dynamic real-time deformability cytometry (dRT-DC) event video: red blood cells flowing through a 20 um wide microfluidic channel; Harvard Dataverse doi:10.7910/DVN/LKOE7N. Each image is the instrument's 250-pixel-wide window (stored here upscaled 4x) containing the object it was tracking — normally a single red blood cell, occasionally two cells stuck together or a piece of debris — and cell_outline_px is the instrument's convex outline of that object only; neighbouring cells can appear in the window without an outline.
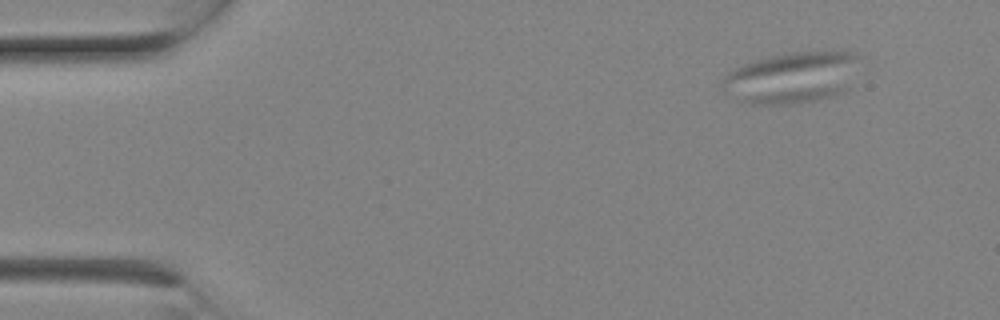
{"species": "Egyptian fruit bat (a non-hibernating species)", "species_latin": "Rousettus aegyptiacus", "temperature_condition": "room temperature", "stored_images_in_passage": 10, "camera_frame_rate_fps": 3000, "um_per_image_px": 0.085, "animal": {"sex": "female"}, "frame": {"image": 1, "passage_image": 3, "time_ms": 0.667, "image_size_px": [1000, 320], "cell_outline_px": [[860, 56], [848, 92], [836, 96], [816, 100], [792, 104], [752, 104], [736, 100], [724, 96], [724, 76], [728, 72], [744, 64], [772, 56], [792, 52], [852, 52]], "centroid_in_image_um": [67.32, 6.63], "position_along_channel_um": 17.7, "area_um2": 41.15}}
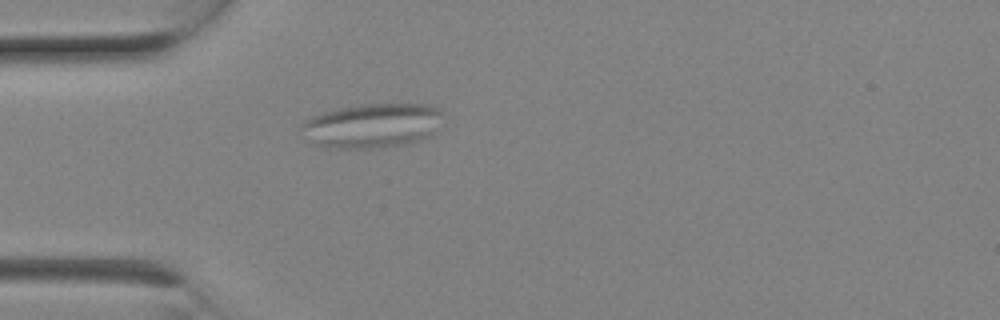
{"frame": {"image": 2, "passage_image": 7, "time_ms": 2.0, "image_size_px": [1000, 320], "cell_outline_px": [[444, 112], [432, 132], [428, 136], [420, 140], [400, 144], [376, 148], [324, 148], [312, 144], [300, 128], [304, 120], [312, 116], [324, 112], [340, 108], [360, 104], [428, 104], [440, 108]], "centroid_in_image_um": [31.59, 10.67], "position_along_channel_um": 53.4, "area_um2": 36.53}}
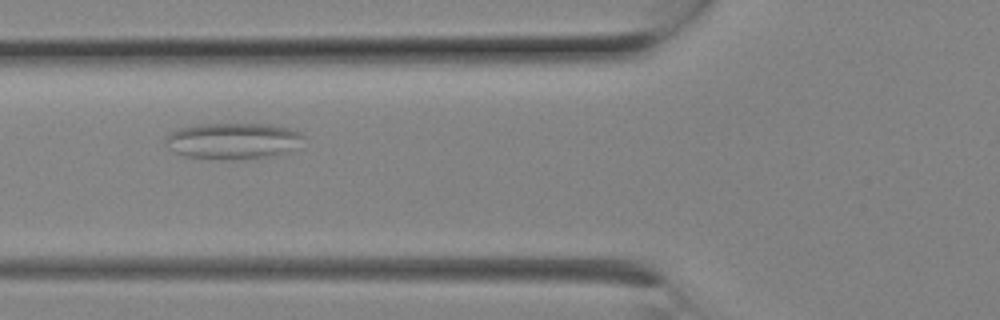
{"frame": {"image": 3, "passage_image": 9, "time_ms": 2.667, "image_size_px": [1000, 320], "cell_outline_px": [[304, 136], [288, 152], [260, 160], [220, 160], [184, 156], [168, 148], [164, 144], [164, 140], [172, 132], [180, 128], [200, 124], [268, 124], [288, 128], [300, 132]], "centroid_in_image_um": [19.79, 12.01], "position_along_channel_um": 106.0, "area_um2": 29.48}}